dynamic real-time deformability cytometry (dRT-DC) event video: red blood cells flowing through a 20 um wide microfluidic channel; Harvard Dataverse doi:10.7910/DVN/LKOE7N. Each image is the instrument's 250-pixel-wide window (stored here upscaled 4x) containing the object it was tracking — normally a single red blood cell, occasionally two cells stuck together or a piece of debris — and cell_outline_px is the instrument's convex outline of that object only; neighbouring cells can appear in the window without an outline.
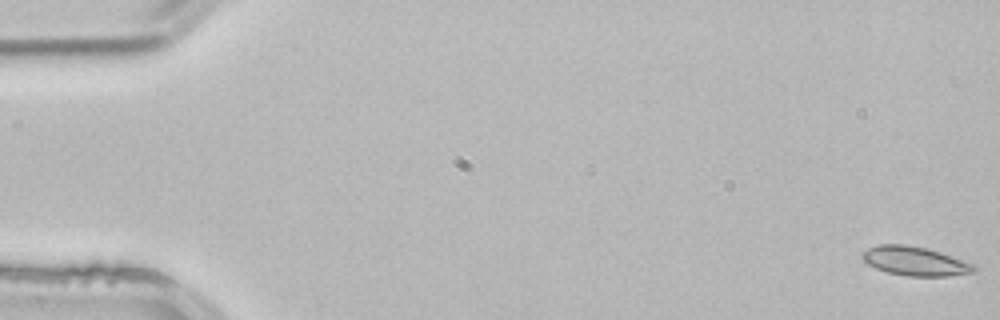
{"species": "common noctule bat (a hibernating species)", "species_latin": "Nyctalus noctula", "temperature_condition": "room temperature", "stored_images_in_passage": 16, "camera_frame_rate_fps": 3000, "um_per_image_px": 0.085, "animal": {"sex": "male", "body_mass_g": 21.5, "forearm_length_mm": 52.0}, "frame": {"image": 1, "passage_image": 1, "time_ms": 0.0, "image_size_px": [1000, 320], "cell_outline_px": [[976, 272], [948, 276], [908, 276], [884, 272], [868, 264], [860, 256], [868, 248], [880, 244], [904, 244], [928, 248], [976, 264]], "centroid_in_image_um": [77.8, 22.2], "position_along_channel_um": 7.2, "area_um2": 19.07}}
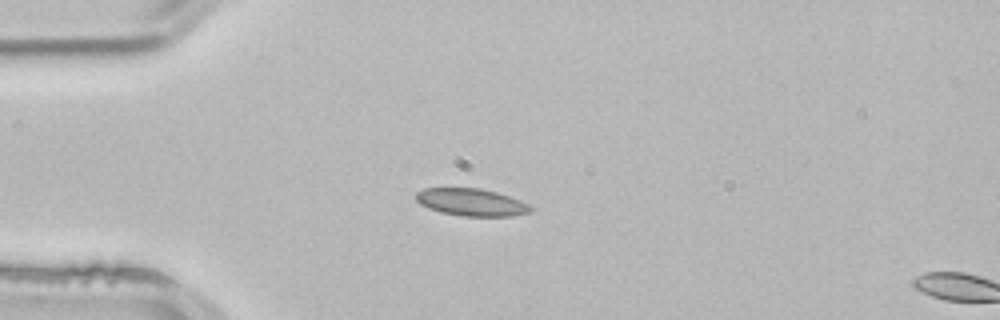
{"frame": {"image": 2, "passage_image": 14, "time_ms": 4.333, "image_size_px": [1000, 320], "cell_outline_px": [[536, 208], [532, 212], [512, 216], [460, 216], [440, 212], [428, 208], [420, 204], [416, 200], [416, 192], [424, 188], [480, 188], [496, 192], [520, 200]], "centroid_in_image_um": [40.09, 17.2], "position_along_channel_um": 44.9, "area_um2": 18.44}}